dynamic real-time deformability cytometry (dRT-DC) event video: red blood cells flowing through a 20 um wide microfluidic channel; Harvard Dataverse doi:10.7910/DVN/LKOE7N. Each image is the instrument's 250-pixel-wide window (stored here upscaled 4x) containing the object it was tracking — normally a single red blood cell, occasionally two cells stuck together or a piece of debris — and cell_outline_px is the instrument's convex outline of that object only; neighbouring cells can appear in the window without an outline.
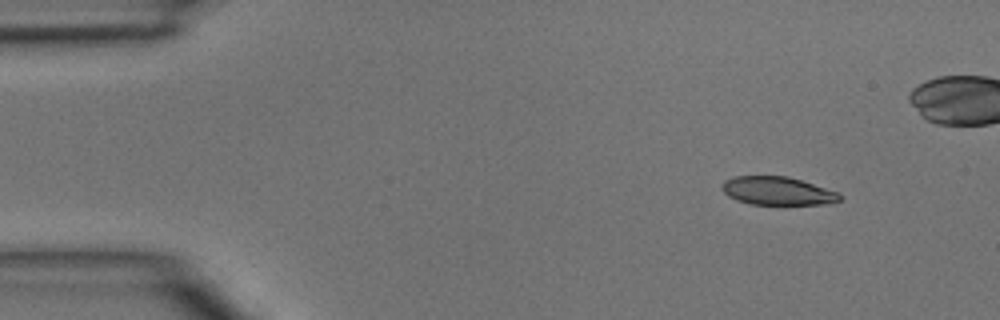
{"species": "common noctule bat (a hibernating species)", "species_latin": "Nyctalus noctula", "temperature_condition": "room temperature", "stored_images_in_passage": 13, "camera_frame_rate_fps": 3000, "um_per_image_px": 0.085, "animal": {"sex": "male", "body_mass_g": 15.6}, "frame": {"image": 1, "passage_image": 4, "time_ms": 1.0, "image_size_px": [1000, 320], "cell_outline_px": [[840, 200], [828, 204], [748, 204], [736, 200], [728, 196], [720, 188], [720, 184], [724, 180], [732, 176], [788, 176], [840, 192]], "centroid_in_image_um": [66.04, 16.22], "position_along_channel_um": 19.0, "area_um2": 19.59}}